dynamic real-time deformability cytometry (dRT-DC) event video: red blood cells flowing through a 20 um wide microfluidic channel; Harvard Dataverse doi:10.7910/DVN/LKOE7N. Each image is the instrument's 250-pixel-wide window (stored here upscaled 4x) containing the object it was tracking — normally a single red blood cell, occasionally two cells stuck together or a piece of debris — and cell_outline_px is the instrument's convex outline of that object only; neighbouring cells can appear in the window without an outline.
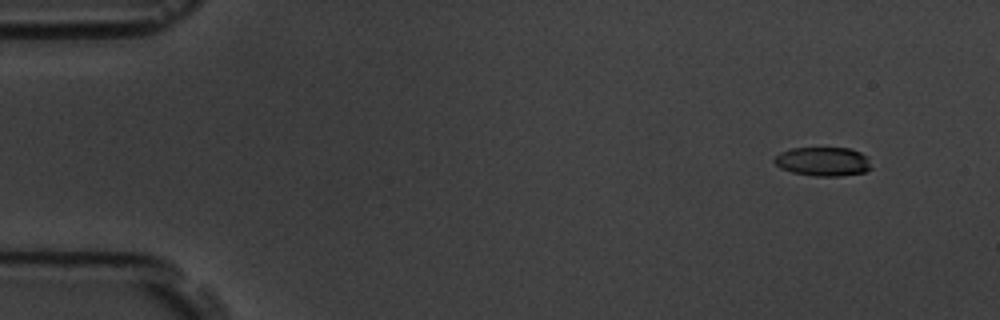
{"species": "common noctule bat (a hibernating species)", "species_latin": "Nyctalus noctula", "temperature_condition": "room temperature", "stored_images_in_passage": 11, "camera_frame_rate_fps": 3000, "um_per_image_px": 0.085, "animal": {"sex": "male", "body_mass_g": 19.5, "forearm_length_mm": 54.6}, "frame": {"image": 1, "passage_image": 2, "time_ms": 1.333, "image_size_px": [1000, 320], "cell_outline_px": [[872, 168], [864, 172], [840, 176], [816, 176], [792, 172], [780, 168], [772, 160], [780, 152], [788, 148], [848, 148], [860, 152], [868, 156]], "centroid_in_image_um": [69.96, 13.72], "position_along_channel_um": 15.0, "area_um2": 16.47}}
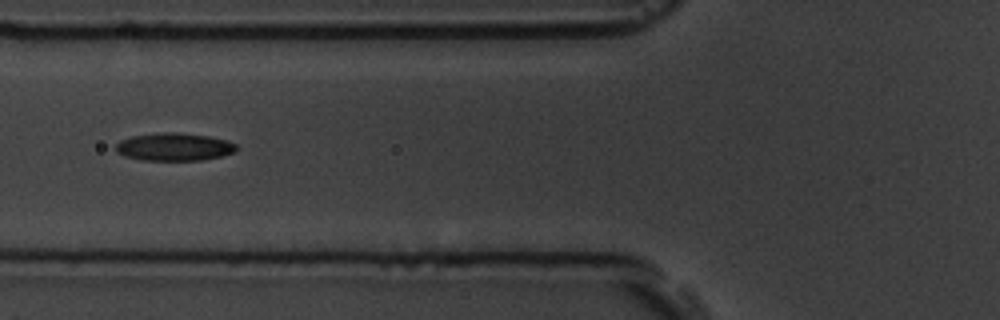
{"frame": {"image": 2, "passage_image": 7, "time_ms": 7.0, "image_size_px": [1000, 320], "cell_outline_px": [[240, 148], [236, 152], [220, 156], [200, 160], [144, 160], [124, 156], [116, 152], [116, 144], [120, 140], [132, 136], [160, 132], [176, 132], [208, 136], [228, 140], [236, 144]], "centroid_in_image_um": [14.83, 12.48], "position_along_channel_um": 111.0, "area_um2": 19.65}}
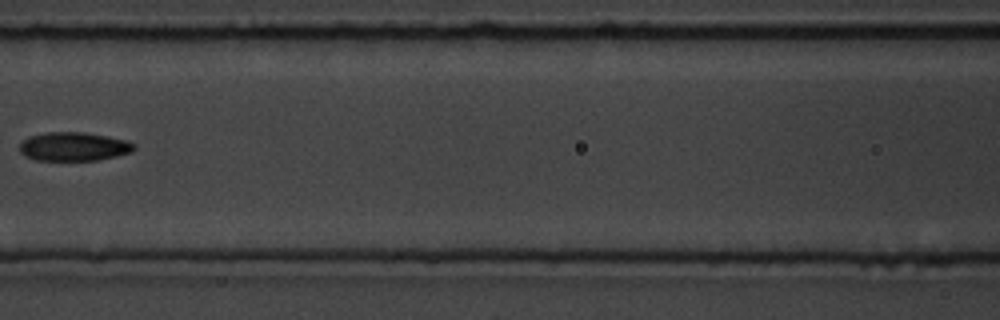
{"frame": {"image": 3, "passage_image": 8, "time_ms": 8.333, "image_size_px": [1000, 320], "cell_outline_px": [[136, 148], [132, 152], [116, 156], [96, 160], [36, 160], [24, 156], [20, 152], [20, 144], [28, 136], [48, 132], [84, 132], [128, 140], [136, 144]], "centroid_in_image_um": [6.29, 12.45], "position_along_channel_um": 160.3, "area_um2": 19.25}}